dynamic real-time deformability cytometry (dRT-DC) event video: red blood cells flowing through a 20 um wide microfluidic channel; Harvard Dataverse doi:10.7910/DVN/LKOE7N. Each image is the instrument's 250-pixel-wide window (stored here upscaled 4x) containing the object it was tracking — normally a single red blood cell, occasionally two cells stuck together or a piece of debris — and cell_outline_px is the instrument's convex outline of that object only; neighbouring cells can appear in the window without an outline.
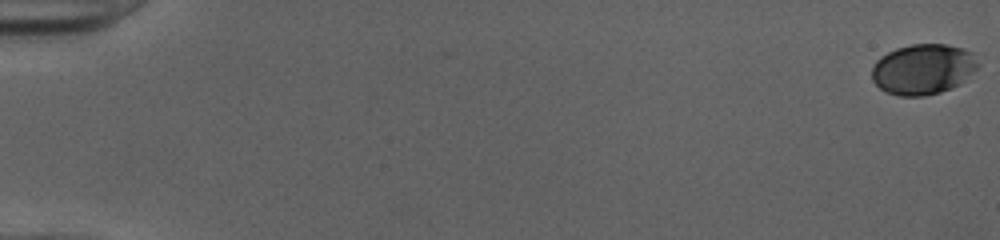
{"species": "human", "species_latin": "Homo sapiens", "temperature_condition": "cold", "stored_images_in_passage": 53, "camera_frame_rate_fps": 3000, "um_per_image_px": 0.085, "donor": {"sex": "female"}, "frame": {"image": 1, "passage_image": 1, "time_ms": 0.0, "image_size_px": [1000, 240], "cell_outline_px": [[980, 64], [960, 84], [952, 88], [940, 92], [924, 96], [900, 96], [884, 92], [872, 80], [872, 64], [880, 56], [896, 48], [912, 44], [944, 44], [964, 48], [972, 52]], "centroid_in_image_um": [78.44, 5.88], "position_along_channel_um": 6.6, "area_um2": 31.44}}
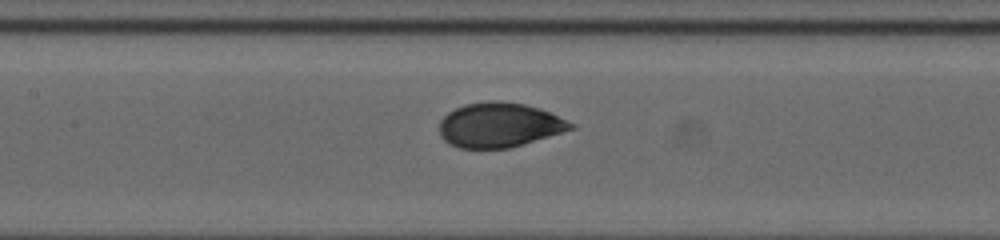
{"frame": {"image": 2, "passage_image": 27, "time_ms": 8.667, "image_size_px": [1000, 240], "cell_outline_px": [[576, 128], [508, 148], [460, 148], [448, 144], [440, 136], [440, 120], [448, 112], [464, 104], [488, 100], [496, 100], [524, 104], [540, 108], [576, 124]], "centroid_in_image_um": [42.43, 10.61], "position_along_channel_um": 165.0, "area_um2": 34.16}}
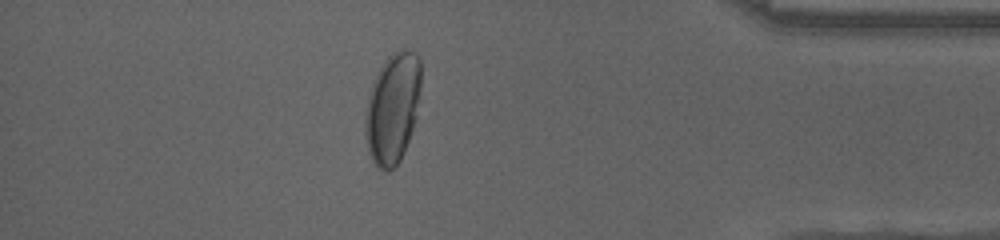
{"frame": {"image": 3, "passage_image": 47, "time_ms": 15.333, "image_size_px": [1000, 240], "cell_outline_px": [[420, 88], [416, 120], [412, 132], [404, 152], [400, 160], [388, 172], [380, 168], [372, 160], [368, 152], [364, 136], [364, 112], [368, 92], [376, 72], [384, 60], [392, 52], [404, 48], [416, 52], [420, 56]], "centroid_in_image_um": [33.35, 9.16], "position_along_channel_um": 401.9, "area_um2": 36.76}, "authors_computed_cell_mechanics": {"area_um2": 34.0442, "velocity_mm_per_s": 4.0231, "shape_relaxation_time_tau1_ms": 4.1208, "shape_relaxation_time_tau2_ms": null, "deformation_change_tau1": 0.1438, "deformation_change_tau2": null}}